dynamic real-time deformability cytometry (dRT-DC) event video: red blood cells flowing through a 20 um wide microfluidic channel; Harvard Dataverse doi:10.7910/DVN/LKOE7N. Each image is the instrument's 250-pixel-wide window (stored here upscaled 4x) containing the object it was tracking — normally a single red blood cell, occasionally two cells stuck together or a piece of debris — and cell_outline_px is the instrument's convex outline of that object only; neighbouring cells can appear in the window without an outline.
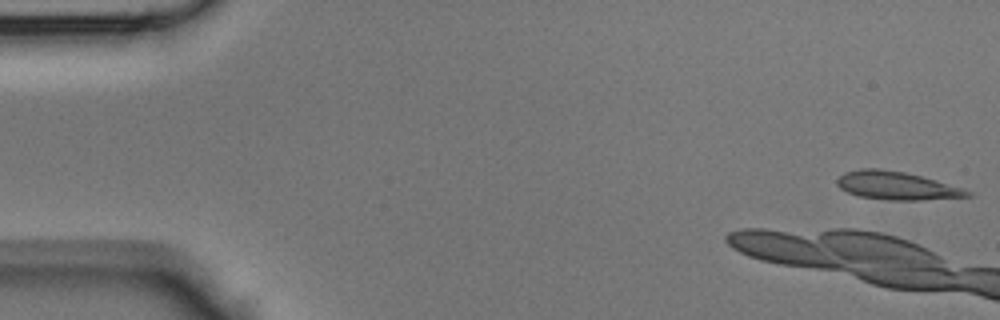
{"species": "Egyptian fruit bat (a non-hibernating species)", "species_latin": "Rousettus aegyptiacus", "temperature_condition": "room temperature", "stored_images_in_passage": 6, "camera_frame_rate_fps": 3000, "um_per_image_px": 0.085, "animal": {"sex": "male"}, "frame": {"image": 1, "passage_image": 1, "time_ms": 0.0, "image_size_px": [1000, 320], "cell_outline_px": [[972, 196], [920, 200], [892, 200], [860, 196], [848, 192], [840, 188], [836, 184], [836, 180], [844, 172], [860, 168], [880, 168], [904, 172], [936, 180], [964, 188], [972, 192]], "centroid_in_image_um": [76.21, 15.77], "position_along_channel_um": 8.8, "area_um2": 21.33}}